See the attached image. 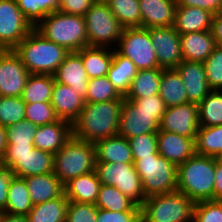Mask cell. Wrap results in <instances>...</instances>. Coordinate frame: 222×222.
I'll return each mask as SVG.
<instances>
[{
    "instance_id": "1",
    "label": "cell",
    "mask_w": 222,
    "mask_h": 222,
    "mask_svg": "<svg viewBox=\"0 0 222 222\" xmlns=\"http://www.w3.org/2000/svg\"><path fill=\"white\" fill-rule=\"evenodd\" d=\"M123 100L85 103L79 117L72 123V136L91 142L118 135Z\"/></svg>"
},
{
    "instance_id": "18",
    "label": "cell",
    "mask_w": 222,
    "mask_h": 222,
    "mask_svg": "<svg viewBox=\"0 0 222 222\" xmlns=\"http://www.w3.org/2000/svg\"><path fill=\"white\" fill-rule=\"evenodd\" d=\"M54 80L63 85L70 86L79 93L86 102L88 76L83 61L77 51L69 52L64 61L59 65L53 74Z\"/></svg>"
},
{
    "instance_id": "46",
    "label": "cell",
    "mask_w": 222,
    "mask_h": 222,
    "mask_svg": "<svg viewBox=\"0 0 222 222\" xmlns=\"http://www.w3.org/2000/svg\"><path fill=\"white\" fill-rule=\"evenodd\" d=\"M17 6L28 22L35 27L45 16L53 13L47 7V0H16Z\"/></svg>"
},
{
    "instance_id": "13",
    "label": "cell",
    "mask_w": 222,
    "mask_h": 222,
    "mask_svg": "<svg viewBox=\"0 0 222 222\" xmlns=\"http://www.w3.org/2000/svg\"><path fill=\"white\" fill-rule=\"evenodd\" d=\"M30 74L14 50H0V96H22Z\"/></svg>"
},
{
    "instance_id": "19",
    "label": "cell",
    "mask_w": 222,
    "mask_h": 222,
    "mask_svg": "<svg viewBox=\"0 0 222 222\" xmlns=\"http://www.w3.org/2000/svg\"><path fill=\"white\" fill-rule=\"evenodd\" d=\"M157 150L159 155L178 166L195 154V141L176 133L159 130Z\"/></svg>"
},
{
    "instance_id": "59",
    "label": "cell",
    "mask_w": 222,
    "mask_h": 222,
    "mask_svg": "<svg viewBox=\"0 0 222 222\" xmlns=\"http://www.w3.org/2000/svg\"><path fill=\"white\" fill-rule=\"evenodd\" d=\"M96 3H108L111 0H93Z\"/></svg>"
},
{
    "instance_id": "53",
    "label": "cell",
    "mask_w": 222,
    "mask_h": 222,
    "mask_svg": "<svg viewBox=\"0 0 222 222\" xmlns=\"http://www.w3.org/2000/svg\"><path fill=\"white\" fill-rule=\"evenodd\" d=\"M211 32L217 47L222 48V10L213 15Z\"/></svg>"
},
{
    "instance_id": "35",
    "label": "cell",
    "mask_w": 222,
    "mask_h": 222,
    "mask_svg": "<svg viewBox=\"0 0 222 222\" xmlns=\"http://www.w3.org/2000/svg\"><path fill=\"white\" fill-rule=\"evenodd\" d=\"M33 207L25 178L13 176L8 188V200L3 212L12 215H28Z\"/></svg>"
},
{
    "instance_id": "2",
    "label": "cell",
    "mask_w": 222,
    "mask_h": 222,
    "mask_svg": "<svg viewBox=\"0 0 222 222\" xmlns=\"http://www.w3.org/2000/svg\"><path fill=\"white\" fill-rule=\"evenodd\" d=\"M31 74L53 75L69 51L33 29L14 49Z\"/></svg>"
},
{
    "instance_id": "44",
    "label": "cell",
    "mask_w": 222,
    "mask_h": 222,
    "mask_svg": "<svg viewBox=\"0 0 222 222\" xmlns=\"http://www.w3.org/2000/svg\"><path fill=\"white\" fill-rule=\"evenodd\" d=\"M193 222H222V201L208 200L195 203Z\"/></svg>"
},
{
    "instance_id": "45",
    "label": "cell",
    "mask_w": 222,
    "mask_h": 222,
    "mask_svg": "<svg viewBox=\"0 0 222 222\" xmlns=\"http://www.w3.org/2000/svg\"><path fill=\"white\" fill-rule=\"evenodd\" d=\"M134 162L140 157L156 156L157 134H142L128 139Z\"/></svg>"
},
{
    "instance_id": "43",
    "label": "cell",
    "mask_w": 222,
    "mask_h": 222,
    "mask_svg": "<svg viewBox=\"0 0 222 222\" xmlns=\"http://www.w3.org/2000/svg\"><path fill=\"white\" fill-rule=\"evenodd\" d=\"M25 119L37 127L58 121L51 103H26Z\"/></svg>"
},
{
    "instance_id": "51",
    "label": "cell",
    "mask_w": 222,
    "mask_h": 222,
    "mask_svg": "<svg viewBox=\"0 0 222 222\" xmlns=\"http://www.w3.org/2000/svg\"><path fill=\"white\" fill-rule=\"evenodd\" d=\"M13 176L11 169L0 164V212H3L6 209L8 188Z\"/></svg>"
},
{
    "instance_id": "41",
    "label": "cell",
    "mask_w": 222,
    "mask_h": 222,
    "mask_svg": "<svg viewBox=\"0 0 222 222\" xmlns=\"http://www.w3.org/2000/svg\"><path fill=\"white\" fill-rule=\"evenodd\" d=\"M36 131L37 126L26 119L14 123L6 127L7 145H34Z\"/></svg>"
},
{
    "instance_id": "6",
    "label": "cell",
    "mask_w": 222,
    "mask_h": 222,
    "mask_svg": "<svg viewBox=\"0 0 222 222\" xmlns=\"http://www.w3.org/2000/svg\"><path fill=\"white\" fill-rule=\"evenodd\" d=\"M194 205L178 190L152 195L141 205V222H193Z\"/></svg>"
},
{
    "instance_id": "42",
    "label": "cell",
    "mask_w": 222,
    "mask_h": 222,
    "mask_svg": "<svg viewBox=\"0 0 222 222\" xmlns=\"http://www.w3.org/2000/svg\"><path fill=\"white\" fill-rule=\"evenodd\" d=\"M203 65L211 90H222V48L216 46Z\"/></svg>"
},
{
    "instance_id": "29",
    "label": "cell",
    "mask_w": 222,
    "mask_h": 222,
    "mask_svg": "<svg viewBox=\"0 0 222 222\" xmlns=\"http://www.w3.org/2000/svg\"><path fill=\"white\" fill-rule=\"evenodd\" d=\"M113 49L87 46L77 51L81 56L89 79L107 75L113 59Z\"/></svg>"
},
{
    "instance_id": "4",
    "label": "cell",
    "mask_w": 222,
    "mask_h": 222,
    "mask_svg": "<svg viewBox=\"0 0 222 222\" xmlns=\"http://www.w3.org/2000/svg\"><path fill=\"white\" fill-rule=\"evenodd\" d=\"M34 29L45 39L65 47L69 52L88 46L84 16L53 12L45 16Z\"/></svg>"
},
{
    "instance_id": "40",
    "label": "cell",
    "mask_w": 222,
    "mask_h": 222,
    "mask_svg": "<svg viewBox=\"0 0 222 222\" xmlns=\"http://www.w3.org/2000/svg\"><path fill=\"white\" fill-rule=\"evenodd\" d=\"M26 103L22 97L0 96V124L8 127L25 119Z\"/></svg>"
},
{
    "instance_id": "23",
    "label": "cell",
    "mask_w": 222,
    "mask_h": 222,
    "mask_svg": "<svg viewBox=\"0 0 222 222\" xmlns=\"http://www.w3.org/2000/svg\"><path fill=\"white\" fill-rule=\"evenodd\" d=\"M183 61L204 62L216 47L211 30L180 34Z\"/></svg>"
},
{
    "instance_id": "32",
    "label": "cell",
    "mask_w": 222,
    "mask_h": 222,
    "mask_svg": "<svg viewBox=\"0 0 222 222\" xmlns=\"http://www.w3.org/2000/svg\"><path fill=\"white\" fill-rule=\"evenodd\" d=\"M68 204L69 200L63 194L52 200L33 205L27 215L29 222H65Z\"/></svg>"
},
{
    "instance_id": "24",
    "label": "cell",
    "mask_w": 222,
    "mask_h": 222,
    "mask_svg": "<svg viewBox=\"0 0 222 222\" xmlns=\"http://www.w3.org/2000/svg\"><path fill=\"white\" fill-rule=\"evenodd\" d=\"M213 14L199 7L177 6L173 28L179 34L211 30Z\"/></svg>"
},
{
    "instance_id": "34",
    "label": "cell",
    "mask_w": 222,
    "mask_h": 222,
    "mask_svg": "<svg viewBox=\"0 0 222 222\" xmlns=\"http://www.w3.org/2000/svg\"><path fill=\"white\" fill-rule=\"evenodd\" d=\"M95 206L114 212L141 211V206L125 196L119 189L105 184L100 185Z\"/></svg>"
},
{
    "instance_id": "56",
    "label": "cell",
    "mask_w": 222,
    "mask_h": 222,
    "mask_svg": "<svg viewBox=\"0 0 222 222\" xmlns=\"http://www.w3.org/2000/svg\"><path fill=\"white\" fill-rule=\"evenodd\" d=\"M0 222H29V219L26 215H12L0 212Z\"/></svg>"
},
{
    "instance_id": "22",
    "label": "cell",
    "mask_w": 222,
    "mask_h": 222,
    "mask_svg": "<svg viewBox=\"0 0 222 222\" xmlns=\"http://www.w3.org/2000/svg\"><path fill=\"white\" fill-rule=\"evenodd\" d=\"M141 27L173 26L176 0H139Z\"/></svg>"
},
{
    "instance_id": "17",
    "label": "cell",
    "mask_w": 222,
    "mask_h": 222,
    "mask_svg": "<svg viewBox=\"0 0 222 222\" xmlns=\"http://www.w3.org/2000/svg\"><path fill=\"white\" fill-rule=\"evenodd\" d=\"M175 70L183 81L188 102L199 104L212 91L203 62L182 61Z\"/></svg>"
},
{
    "instance_id": "54",
    "label": "cell",
    "mask_w": 222,
    "mask_h": 222,
    "mask_svg": "<svg viewBox=\"0 0 222 222\" xmlns=\"http://www.w3.org/2000/svg\"><path fill=\"white\" fill-rule=\"evenodd\" d=\"M214 200L222 201V160L215 158Z\"/></svg>"
},
{
    "instance_id": "9",
    "label": "cell",
    "mask_w": 222,
    "mask_h": 222,
    "mask_svg": "<svg viewBox=\"0 0 222 222\" xmlns=\"http://www.w3.org/2000/svg\"><path fill=\"white\" fill-rule=\"evenodd\" d=\"M95 171L101 184L116 187L137 205L147 198L134 163L96 162Z\"/></svg>"
},
{
    "instance_id": "39",
    "label": "cell",
    "mask_w": 222,
    "mask_h": 222,
    "mask_svg": "<svg viewBox=\"0 0 222 222\" xmlns=\"http://www.w3.org/2000/svg\"><path fill=\"white\" fill-rule=\"evenodd\" d=\"M114 88L107 76L92 78L88 80L86 103L105 102L109 100H123Z\"/></svg>"
},
{
    "instance_id": "28",
    "label": "cell",
    "mask_w": 222,
    "mask_h": 222,
    "mask_svg": "<svg viewBox=\"0 0 222 222\" xmlns=\"http://www.w3.org/2000/svg\"><path fill=\"white\" fill-rule=\"evenodd\" d=\"M137 72L136 65L129 58L114 50L113 59L106 76L122 97L128 93L131 81Z\"/></svg>"
},
{
    "instance_id": "33",
    "label": "cell",
    "mask_w": 222,
    "mask_h": 222,
    "mask_svg": "<svg viewBox=\"0 0 222 222\" xmlns=\"http://www.w3.org/2000/svg\"><path fill=\"white\" fill-rule=\"evenodd\" d=\"M54 83L53 75L30 74L21 97L25 103H50Z\"/></svg>"
},
{
    "instance_id": "3",
    "label": "cell",
    "mask_w": 222,
    "mask_h": 222,
    "mask_svg": "<svg viewBox=\"0 0 222 222\" xmlns=\"http://www.w3.org/2000/svg\"><path fill=\"white\" fill-rule=\"evenodd\" d=\"M215 158L194 154L177 166V190L195 203L214 200Z\"/></svg>"
},
{
    "instance_id": "15",
    "label": "cell",
    "mask_w": 222,
    "mask_h": 222,
    "mask_svg": "<svg viewBox=\"0 0 222 222\" xmlns=\"http://www.w3.org/2000/svg\"><path fill=\"white\" fill-rule=\"evenodd\" d=\"M198 104L187 102L168 107L163 114L160 130L196 140L199 129Z\"/></svg>"
},
{
    "instance_id": "57",
    "label": "cell",
    "mask_w": 222,
    "mask_h": 222,
    "mask_svg": "<svg viewBox=\"0 0 222 222\" xmlns=\"http://www.w3.org/2000/svg\"><path fill=\"white\" fill-rule=\"evenodd\" d=\"M7 147V132L6 127L0 124V161L5 155Z\"/></svg>"
},
{
    "instance_id": "10",
    "label": "cell",
    "mask_w": 222,
    "mask_h": 222,
    "mask_svg": "<svg viewBox=\"0 0 222 222\" xmlns=\"http://www.w3.org/2000/svg\"><path fill=\"white\" fill-rule=\"evenodd\" d=\"M116 47L114 49L129 58L138 70L159 68L156 51L147 28H124Z\"/></svg>"
},
{
    "instance_id": "31",
    "label": "cell",
    "mask_w": 222,
    "mask_h": 222,
    "mask_svg": "<svg viewBox=\"0 0 222 222\" xmlns=\"http://www.w3.org/2000/svg\"><path fill=\"white\" fill-rule=\"evenodd\" d=\"M159 96L164 101L166 108L188 102L183 81L175 69H163Z\"/></svg>"
},
{
    "instance_id": "48",
    "label": "cell",
    "mask_w": 222,
    "mask_h": 222,
    "mask_svg": "<svg viewBox=\"0 0 222 222\" xmlns=\"http://www.w3.org/2000/svg\"><path fill=\"white\" fill-rule=\"evenodd\" d=\"M97 222H141V211H109L97 208Z\"/></svg>"
},
{
    "instance_id": "38",
    "label": "cell",
    "mask_w": 222,
    "mask_h": 222,
    "mask_svg": "<svg viewBox=\"0 0 222 222\" xmlns=\"http://www.w3.org/2000/svg\"><path fill=\"white\" fill-rule=\"evenodd\" d=\"M108 5L124 28L141 27L139 0H111Z\"/></svg>"
},
{
    "instance_id": "8",
    "label": "cell",
    "mask_w": 222,
    "mask_h": 222,
    "mask_svg": "<svg viewBox=\"0 0 222 222\" xmlns=\"http://www.w3.org/2000/svg\"><path fill=\"white\" fill-rule=\"evenodd\" d=\"M88 46L107 47L117 46L124 27L114 16L108 3H96L84 15ZM116 45H112V44Z\"/></svg>"
},
{
    "instance_id": "55",
    "label": "cell",
    "mask_w": 222,
    "mask_h": 222,
    "mask_svg": "<svg viewBox=\"0 0 222 222\" xmlns=\"http://www.w3.org/2000/svg\"><path fill=\"white\" fill-rule=\"evenodd\" d=\"M33 148L34 145H7L5 155H24Z\"/></svg>"
},
{
    "instance_id": "14",
    "label": "cell",
    "mask_w": 222,
    "mask_h": 222,
    "mask_svg": "<svg viewBox=\"0 0 222 222\" xmlns=\"http://www.w3.org/2000/svg\"><path fill=\"white\" fill-rule=\"evenodd\" d=\"M0 164L20 178L48 174L54 169V154L34 147L24 155H4Z\"/></svg>"
},
{
    "instance_id": "11",
    "label": "cell",
    "mask_w": 222,
    "mask_h": 222,
    "mask_svg": "<svg viewBox=\"0 0 222 222\" xmlns=\"http://www.w3.org/2000/svg\"><path fill=\"white\" fill-rule=\"evenodd\" d=\"M164 113L143 111L133 101L123 99L118 135L129 139L142 134H157Z\"/></svg>"
},
{
    "instance_id": "36",
    "label": "cell",
    "mask_w": 222,
    "mask_h": 222,
    "mask_svg": "<svg viewBox=\"0 0 222 222\" xmlns=\"http://www.w3.org/2000/svg\"><path fill=\"white\" fill-rule=\"evenodd\" d=\"M195 154L219 158L222 154V125L199 127L195 140Z\"/></svg>"
},
{
    "instance_id": "26",
    "label": "cell",
    "mask_w": 222,
    "mask_h": 222,
    "mask_svg": "<svg viewBox=\"0 0 222 222\" xmlns=\"http://www.w3.org/2000/svg\"><path fill=\"white\" fill-rule=\"evenodd\" d=\"M29 196L33 205H37L64 194V184L53 172L25 177Z\"/></svg>"
},
{
    "instance_id": "30",
    "label": "cell",
    "mask_w": 222,
    "mask_h": 222,
    "mask_svg": "<svg viewBox=\"0 0 222 222\" xmlns=\"http://www.w3.org/2000/svg\"><path fill=\"white\" fill-rule=\"evenodd\" d=\"M163 68L138 70L124 99H139L159 94Z\"/></svg>"
},
{
    "instance_id": "20",
    "label": "cell",
    "mask_w": 222,
    "mask_h": 222,
    "mask_svg": "<svg viewBox=\"0 0 222 222\" xmlns=\"http://www.w3.org/2000/svg\"><path fill=\"white\" fill-rule=\"evenodd\" d=\"M72 136V124L66 120L45 124L37 127L33 139L34 147L56 154Z\"/></svg>"
},
{
    "instance_id": "21",
    "label": "cell",
    "mask_w": 222,
    "mask_h": 222,
    "mask_svg": "<svg viewBox=\"0 0 222 222\" xmlns=\"http://www.w3.org/2000/svg\"><path fill=\"white\" fill-rule=\"evenodd\" d=\"M50 103L59 119L72 124L79 117L86 102L70 86L55 81Z\"/></svg>"
},
{
    "instance_id": "50",
    "label": "cell",
    "mask_w": 222,
    "mask_h": 222,
    "mask_svg": "<svg viewBox=\"0 0 222 222\" xmlns=\"http://www.w3.org/2000/svg\"><path fill=\"white\" fill-rule=\"evenodd\" d=\"M133 101L141 110L147 112H165L166 106L159 94L139 99H127Z\"/></svg>"
},
{
    "instance_id": "25",
    "label": "cell",
    "mask_w": 222,
    "mask_h": 222,
    "mask_svg": "<svg viewBox=\"0 0 222 222\" xmlns=\"http://www.w3.org/2000/svg\"><path fill=\"white\" fill-rule=\"evenodd\" d=\"M96 171L70 179L64 184V194L69 201L94 204L100 188Z\"/></svg>"
},
{
    "instance_id": "7",
    "label": "cell",
    "mask_w": 222,
    "mask_h": 222,
    "mask_svg": "<svg viewBox=\"0 0 222 222\" xmlns=\"http://www.w3.org/2000/svg\"><path fill=\"white\" fill-rule=\"evenodd\" d=\"M134 166L146 197L177 190V166L163 156L140 157Z\"/></svg>"
},
{
    "instance_id": "58",
    "label": "cell",
    "mask_w": 222,
    "mask_h": 222,
    "mask_svg": "<svg viewBox=\"0 0 222 222\" xmlns=\"http://www.w3.org/2000/svg\"><path fill=\"white\" fill-rule=\"evenodd\" d=\"M62 0H47V7L52 12H57Z\"/></svg>"
},
{
    "instance_id": "16",
    "label": "cell",
    "mask_w": 222,
    "mask_h": 222,
    "mask_svg": "<svg viewBox=\"0 0 222 222\" xmlns=\"http://www.w3.org/2000/svg\"><path fill=\"white\" fill-rule=\"evenodd\" d=\"M151 42L156 51L158 65L163 69H175L182 61L180 34L169 27L148 28Z\"/></svg>"
},
{
    "instance_id": "47",
    "label": "cell",
    "mask_w": 222,
    "mask_h": 222,
    "mask_svg": "<svg viewBox=\"0 0 222 222\" xmlns=\"http://www.w3.org/2000/svg\"><path fill=\"white\" fill-rule=\"evenodd\" d=\"M97 207L94 204L69 201L65 222H97Z\"/></svg>"
},
{
    "instance_id": "49",
    "label": "cell",
    "mask_w": 222,
    "mask_h": 222,
    "mask_svg": "<svg viewBox=\"0 0 222 222\" xmlns=\"http://www.w3.org/2000/svg\"><path fill=\"white\" fill-rule=\"evenodd\" d=\"M93 3V0H62L58 11L71 15L84 16Z\"/></svg>"
},
{
    "instance_id": "5",
    "label": "cell",
    "mask_w": 222,
    "mask_h": 222,
    "mask_svg": "<svg viewBox=\"0 0 222 222\" xmlns=\"http://www.w3.org/2000/svg\"><path fill=\"white\" fill-rule=\"evenodd\" d=\"M96 149L91 142L71 138L54 155L53 173L63 183L95 171Z\"/></svg>"
},
{
    "instance_id": "52",
    "label": "cell",
    "mask_w": 222,
    "mask_h": 222,
    "mask_svg": "<svg viewBox=\"0 0 222 222\" xmlns=\"http://www.w3.org/2000/svg\"><path fill=\"white\" fill-rule=\"evenodd\" d=\"M177 6L199 7L215 15L222 10V0H176Z\"/></svg>"
},
{
    "instance_id": "12",
    "label": "cell",
    "mask_w": 222,
    "mask_h": 222,
    "mask_svg": "<svg viewBox=\"0 0 222 222\" xmlns=\"http://www.w3.org/2000/svg\"><path fill=\"white\" fill-rule=\"evenodd\" d=\"M33 29L16 0H0V50H13Z\"/></svg>"
},
{
    "instance_id": "27",
    "label": "cell",
    "mask_w": 222,
    "mask_h": 222,
    "mask_svg": "<svg viewBox=\"0 0 222 222\" xmlns=\"http://www.w3.org/2000/svg\"><path fill=\"white\" fill-rule=\"evenodd\" d=\"M96 162L134 163L132 150L127 138L115 135L97 141L95 144Z\"/></svg>"
},
{
    "instance_id": "37",
    "label": "cell",
    "mask_w": 222,
    "mask_h": 222,
    "mask_svg": "<svg viewBox=\"0 0 222 222\" xmlns=\"http://www.w3.org/2000/svg\"><path fill=\"white\" fill-rule=\"evenodd\" d=\"M200 127L222 125V90H212L198 104Z\"/></svg>"
}]
</instances>
